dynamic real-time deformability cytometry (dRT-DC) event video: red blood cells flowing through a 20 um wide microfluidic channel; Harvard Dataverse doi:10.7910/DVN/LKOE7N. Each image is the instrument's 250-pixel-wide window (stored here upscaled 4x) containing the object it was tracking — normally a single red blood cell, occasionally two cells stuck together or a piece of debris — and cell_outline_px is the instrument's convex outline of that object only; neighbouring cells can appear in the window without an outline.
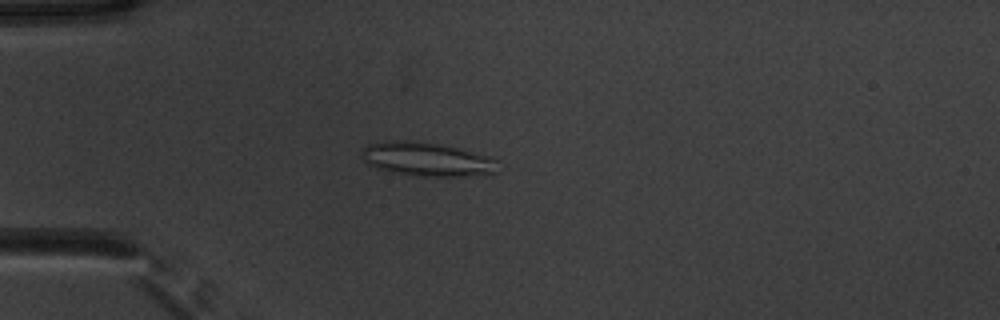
{"species": "common noctule bat (a hibernating species)", "species_latin": "Nyctalus noctula", "temperature_condition": "warm", "stored_images_in_passage": 53, "camera_frame_rate_fps": 3000, "um_per_image_px": 0.085, "animal": {"sex": "male", "body_mass_g": 20.1, "forearm_length_mm": 53.5}, "frame": {"image": 1, "passage_image": 15, "time_ms": 4.667, "image_size_px": [1000, 320], "cell_outline_px": [[500, 160], [496, 172], [468, 176], [416, 176], [392, 172], [376, 168], [368, 164], [360, 156], [360, 148], [368, 144], [384, 140], [412, 140], [440, 144], [460, 148], [488, 156]], "centroid_in_image_um": [36.25, 13.52], "position_along_channel_um": 48.8, "area_um2": 27.34}}
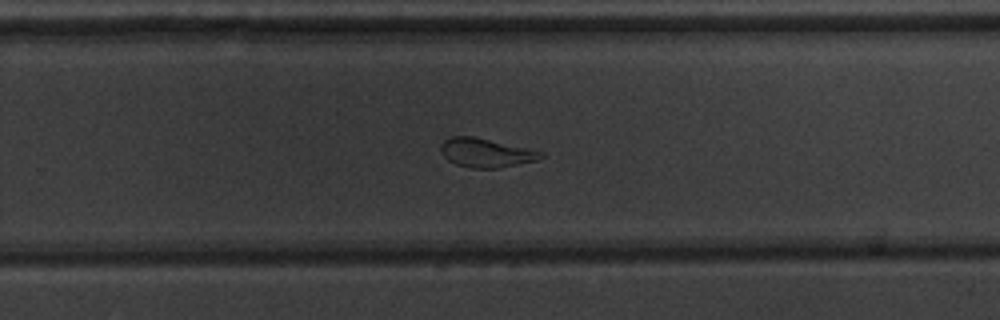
{"frame": {"image": 2, "passage_image": 35, "time_ms": 11.333, "image_size_px": [1000, 320], "cell_outline_px": [[544, 156], [536, 160], [496, 168], [472, 168], [456, 164], [448, 160], [440, 152], [440, 144], [444, 140], [452, 136], [472, 136], [544, 152]], "centroid_in_image_um": [41.25, 12.98], "position_along_channel_um": 288.5, "area_um2": 16.59}}
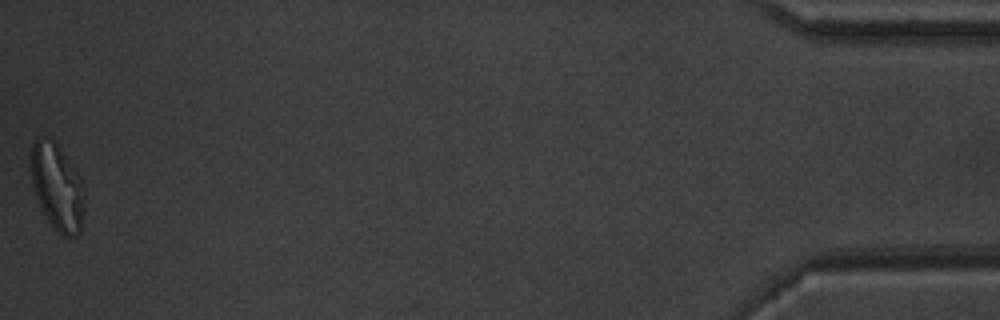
{"frame": {"image": 3, "passage_image": 53, "time_ms": 17.333, "image_size_px": [1000, 320], "cell_outline_px": [[84, 208], [80, 232], [76, 236], [60, 236], [48, 220], [36, 196], [32, 184], [28, 156], [32, 144], [36, 136], [44, 136], [52, 140], [56, 144], [80, 176]], "centroid_in_image_um": [4.81, 15.86], "position_along_channel_um": 430.4, "area_um2": 26.99}, "authors_computed_cell_mechanics": {"area_um2": 22.3686, "velocity_mm_per_s": 3.8523, "shape_relaxation_time_tau1_ms": null, "shape_relaxation_time_tau2_ms": 1.9769, "deformation_change_tau1": null, "deformation_change_tau2": 0.0823}}